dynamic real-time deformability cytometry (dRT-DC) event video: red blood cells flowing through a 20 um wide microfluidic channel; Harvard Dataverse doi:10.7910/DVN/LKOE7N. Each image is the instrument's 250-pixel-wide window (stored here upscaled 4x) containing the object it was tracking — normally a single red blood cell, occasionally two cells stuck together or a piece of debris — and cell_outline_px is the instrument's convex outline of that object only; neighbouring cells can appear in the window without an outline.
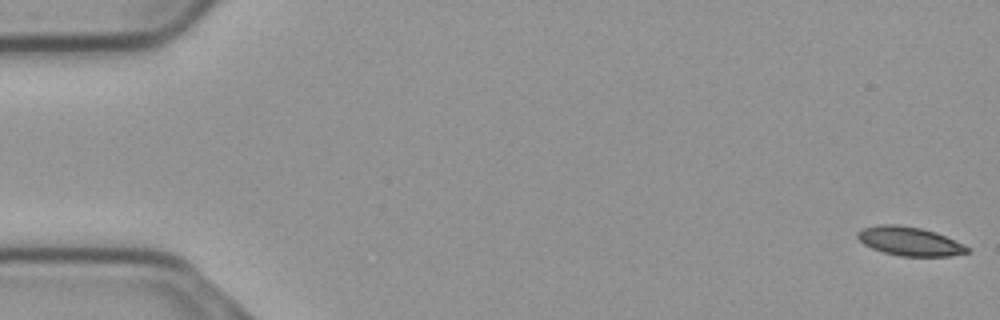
{"species": "common noctule bat (a hibernating species)", "species_latin": "Nyctalus noctula", "temperature_condition": "cold", "stored_images_in_passage": 57, "segment_of_instrument_passage": [1, 2], "camera_frame_rate_fps": 3000, "um_per_image_px": 0.085, "animal": {"sex": "male", "body_mass_g": 23.1, "forearm_length_mm": 52.7}, "frame": {"image": 1, "passage_image": 1, "time_ms": 0.0, "image_size_px": [1000, 320], "cell_outline_px": [[968, 252], [948, 256], [900, 256], [884, 252], [872, 248], [864, 244], [856, 236], [856, 232], [860, 228], [876, 224], [896, 224], [920, 228], [936, 232], [964, 244], [968, 248]], "centroid_in_image_um": [77.26, 20.49], "position_along_channel_um": 7.7, "area_um2": 18.44}}
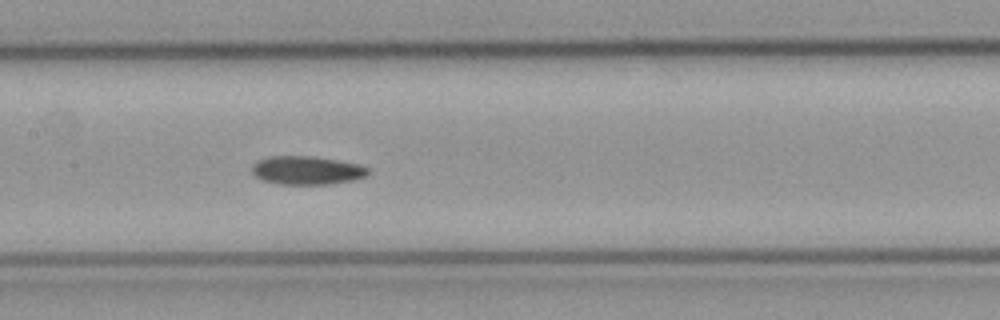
{"frame": {"image": 2, "passage_image": 27, "time_ms": 8.667, "image_size_px": [1000, 320], "cell_outline_px": [[368, 172], [364, 176], [356, 180], [332, 184], [280, 184], [264, 180], [256, 176], [252, 172], [252, 164], [256, 160], [268, 156], [312, 156], [360, 164], [368, 168]], "centroid_in_image_um": [26.07, 14.47], "position_along_channel_um": 181.3, "area_um2": 19.31}}
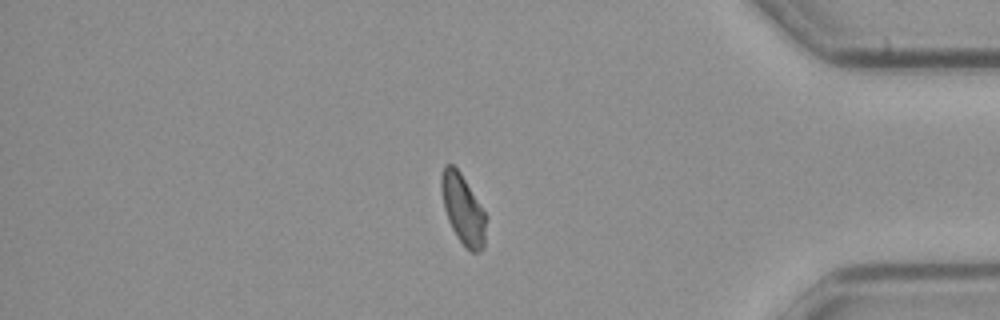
{"frame": {"image": 3, "passage_image": 47, "time_ms": 15.333, "image_size_px": [1000, 320], "cell_outline_px": [[484, 248], [480, 252], [472, 252], [456, 236], [448, 220], [444, 208], [440, 188], [440, 176], [444, 164], [452, 164], [460, 172], [484, 212]], "centroid_in_image_um": [39.3, 17.75], "position_along_channel_um": 395.9, "area_um2": 17.69}}